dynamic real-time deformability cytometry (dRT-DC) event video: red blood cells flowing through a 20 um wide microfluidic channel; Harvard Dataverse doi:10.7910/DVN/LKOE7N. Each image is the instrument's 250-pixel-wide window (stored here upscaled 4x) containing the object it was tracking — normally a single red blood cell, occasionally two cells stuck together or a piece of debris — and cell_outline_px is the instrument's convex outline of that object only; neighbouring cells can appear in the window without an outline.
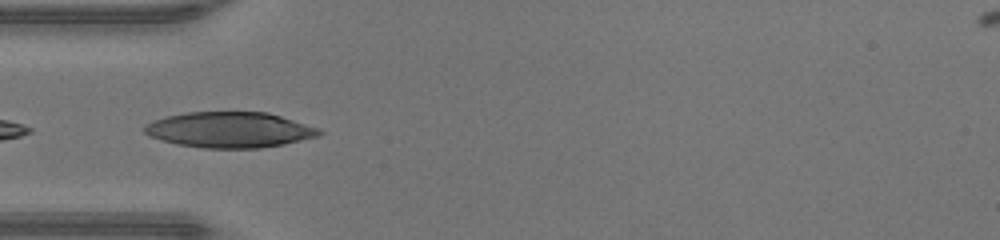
{"species": "human", "species_latin": "Homo sapiens", "temperature_condition": "warm", "stored_images_in_passage": 30, "camera_frame_rate_fps": 3000, "um_per_image_px": 0.085, "donor": {"sex": "male"}, "frame": {"image": 1, "passage_image": 1, "time_ms": 0.0, "image_size_px": [1000, 240], "cell_outline_px": [[324, 132], [320, 136], [284, 144], [260, 148], [204, 148], [176, 144], [148, 136], [144, 132], [144, 128], [148, 124], [156, 120], [168, 116], [188, 112], [268, 112], [320, 128]], "centroid_in_image_um": [19.57, 11.04], "position_along_channel_um": 65.4, "area_um2": 36.24}}
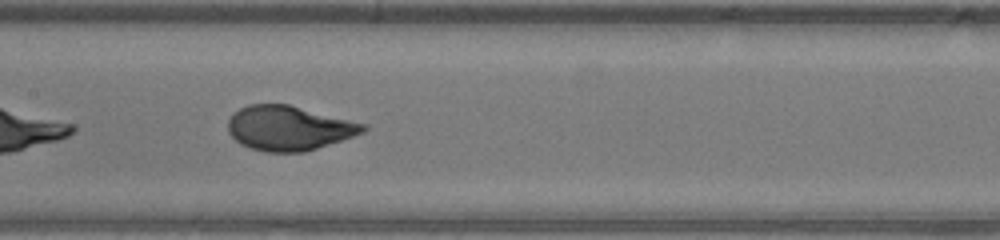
{"frame": {"image": 2, "passage_image": 9, "time_ms": 2.667, "image_size_px": [1000, 240], "cell_outline_px": [[368, 128], [364, 132], [304, 152], [268, 152], [252, 148], [240, 144], [228, 132], [228, 120], [240, 108], [248, 104], [288, 104], [368, 124]], "centroid_in_image_um": [24.56, 10.88], "position_along_channel_um": 182.8, "area_um2": 34.85}}
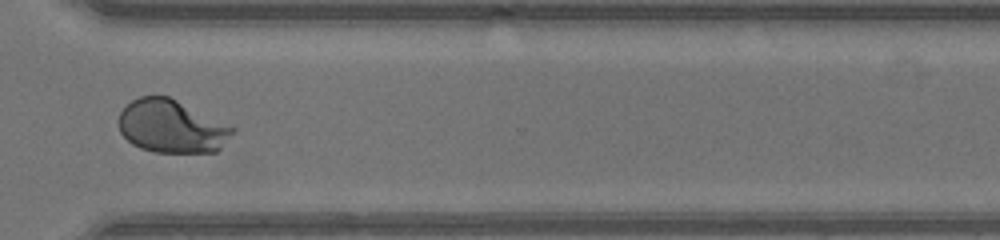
{"frame": {"image": 3, "passage_image": 21, "time_ms": 6.667, "image_size_px": [1000, 240], "cell_outline_px": [[236, 132], [216, 152], [156, 152], [140, 148], [132, 144], [120, 132], [116, 120], [120, 112], [132, 100], [140, 96], [168, 96], [236, 128]], "centroid_in_image_um": [14.57, 10.75], "position_along_channel_um": 356.0, "area_um2": 35.14}, "authors_computed_cell_mechanics": {"area_um2": 35.4892, "velocity_mm_per_s": 4.3448, "shape_relaxation_time_tau1_ms": 3.054, "shape_relaxation_time_tau2_ms": null, "deformation_change_tau1": 0.2202, "deformation_change_tau2": null}}